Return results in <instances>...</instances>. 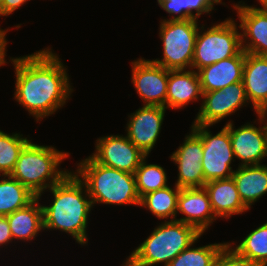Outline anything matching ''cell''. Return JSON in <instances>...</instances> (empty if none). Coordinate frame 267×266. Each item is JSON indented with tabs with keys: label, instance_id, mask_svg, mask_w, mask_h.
<instances>
[{
	"label": "cell",
	"instance_id": "cell-1",
	"mask_svg": "<svg viewBox=\"0 0 267 266\" xmlns=\"http://www.w3.org/2000/svg\"><path fill=\"white\" fill-rule=\"evenodd\" d=\"M10 60L16 76L14 98L36 122L55 114L70 99L74 90L67 68L51 48Z\"/></svg>",
	"mask_w": 267,
	"mask_h": 266
},
{
	"label": "cell",
	"instance_id": "cell-2",
	"mask_svg": "<svg viewBox=\"0 0 267 266\" xmlns=\"http://www.w3.org/2000/svg\"><path fill=\"white\" fill-rule=\"evenodd\" d=\"M48 190L54 199L50 205H42L44 230H60L70 234L78 244H88L86 228L93 204L85 183L70 171Z\"/></svg>",
	"mask_w": 267,
	"mask_h": 266
},
{
	"label": "cell",
	"instance_id": "cell-3",
	"mask_svg": "<svg viewBox=\"0 0 267 266\" xmlns=\"http://www.w3.org/2000/svg\"><path fill=\"white\" fill-rule=\"evenodd\" d=\"M77 165L75 173L85 183L93 206H140L134 174L99 164L91 155Z\"/></svg>",
	"mask_w": 267,
	"mask_h": 266
},
{
	"label": "cell",
	"instance_id": "cell-4",
	"mask_svg": "<svg viewBox=\"0 0 267 266\" xmlns=\"http://www.w3.org/2000/svg\"><path fill=\"white\" fill-rule=\"evenodd\" d=\"M201 233L178 220L161 222L152 233L124 260L121 266H167L178 254L198 241Z\"/></svg>",
	"mask_w": 267,
	"mask_h": 266
},
{
	"label": "cell",
	"instance_id": "cell-5",
	"mask_svg": "<svg viewBox=\"0 0 267 266\" xmlns=\"http://www.w3.org/2000/svg\"><path fill=\"white\" fill-rule=\"evenodd\" d=\"M68 156V152L38 145L30 140L22 149L10 175L37 197H41L43 191L59 183L70 172L59 169L61 162Z\"/></svg>",
	"mask_w": 267,
	"mask_h": 266
},
{
	"label": "cell",
	"instance_id": "cell-6",
	"mask_svg": "<svg viewBox=\"0 0 267 266\" xmlns=\"http://www.w3.org/2000/svg\"><path fill=\"white\" fill-rule=\"evenodd\" d=\"M232 18L213 24L204 30L199 27L192 59V69H202L226 58L236 56L241 50V33Z\"/></svg>",
	"mask_w": 267,
	"mask_h": 266
},
{
	"label": "cell",
	"instance_id": "cell-7",
	"mask_svg": "<svg viewBox=\"0 0 267 266\" xmlns=\"http://www.w3.org/2000/svg\"><path fill=\"white\" fill-rule=\"evenodd\" d=\"M163 57L152 60L168 70H190L198 34V20H160Z\"/></svg>",
	"mask_w": 267,
	"mask_h": 266
},
{
	"label": "cell",
	"instance_id": "cell-8",
	"mask_svg": "<svg viewBox=\"0 0 267 266\" xmlns=\"http://www.w3.org/2000/svg\"><path fill=\"white\" fill-rule=\"evenodd\" d=\"M210 126L192 124L191 128L201 137L203 145L202 167L204 184L206 182L232 177L235 170L231 163L235 161L230 133L224 126L216 135L208 129Z\"/></svg>",
	"mask_w": 267,
	"mask_h": 266
},
{
	"label": "cell",
	"instance_id": "cell-9",
	"mask_svg": "<svg viewBox=\"0 0 267 266\" xmlns=\"http://www.w3.org/2000/svg\"><path fill=\"white\" fill-rule=\"evenodd\" d=\"M193 124L212 126L249 104L242 81L221 90L204 92Z\"/></svg>",
	"mask_w": 267,
	"mask_h": 266
},
{
	"label": "cell",
	"instance_id": "cell-10",
	"mask_svg": "<svg viewBox=\"0 0 267 266\" xmlns=\"http://www.w3.org/2000/svg\"><path fill=\"white\" fill-rule=\"evenodd\" d=\"M91 155L99 164L134 174L146 155L126 135L98 138Z\"/></svg>",
	"mask_w": 267,
	"mask_h": 266
},
{
	"label": "cell",
	"instance_id": "cell-11",
	"mask_svg": "<svg viewBox=\"0 0 267 266\" xmlns=\"http://www.w3.org/2000/svg\"><path fill=\"white\" fill-rule=\"evenodd\" d=\"M131 66V80L144 105L166 108L168 69L144 58L132 61Z\"/></svg>",
	"mask_w": 267,
	"mask_h": 266
},
{
	"label": "cell",
	"instance_id": "cell-12",
	"mask_svg": "<svg viewBox=\"0 0 267 266\" xmlns=\"http://www.w3.org/2000/svg\"><path fill=\"white\" fill-rule=\"evenodd\" d=\"M258 121L264 126L258 128L251 123H246L235 129L233 121L230 120L225 127L230 133L232 149L235 158L241 160L238 166L261 165L267 148V126L258 114ZM264 122V123H263Z\"/></svg>",
	"mask_w": 267,
	"mask_h": 266
},
{
	"label": "cell",
	"instance_id": "cell-13",
	"mask_svg": "<svg viewBox=\"0 0 267 266\" xmlns=\"http://www.w3.org/2000/svg\"><path fill=\"white\" fill-rule=\"evenodd\" d=\"M203 145L201 137L191 128L184 142L170 156L178 165V179L175 185L179 188H203L204 174L202 167Z\"/></svg>",
	"mask_w": 267,
	"mask_h": 266
},
{
	"label": "cell",
	"instance_id": "cell-14",
	"mask_svg": "<svg viewBox=\"0 0 267 266\" xmlns=\"http://www.w3.org/2000/svg\"><path fill=\"white\" fill-rule=\"evenodd\" d=\"M165 107L143 105L129 115L126 137L146 156L154 148L160 135Z\"/></svg>",
	"mask_w": 267,
	"mask_h": 266
},
{
	"label": "cell",
	"instance_id": "cell-15",
	"mask_svg": "<svg viewBox=\"0 0 267 266\" xmlns=\"http://www.w3.org/2000/svg\"><path fill=\"white\" fill-rule=\"evenodd\" d=\"M240 1L233 5L242 30V49L250 54L267 56V13L261 7L248 6ZM250 41V42H249Z\"/></svg>",
	"mask_w": 267,
	"mask_h": 266
},
{
	"label": "cell",
	"instance_id": "cell-16",
	"mask_svg": "<svg viewBox=\"0 0 267 266\" xmlns=\"http://www.w3.org/2000/svg\"><path fill=\"white\" fill-rule=\"evenodd\" d=\"M184 214L176 219L195 227L202 235L216 220L210 199L205 188H181L177 198V214Z\"/></svg>",
	"mask_w": 267,
	"mask_h": 266
},
{
	"label": "cell",
	"instance_id": "cell-17",
	"mask_svg": "<svg viewBox=\"0 0 267 266\" xmlns=\"http://www.w3.org/2000/svg\"><path fill=\"white\" fill-rule=\"evenodd\" d=\"M245 51L236 56L218 61L197 71L202 92L221 90L242 81Z\"/></svg>",
	"mask_w": 267,
	"mask_h": 266
},
{
	"label": "cell",
	"instance_id": "cell-18",
	"mask_svg": "<svg viewBox=\"0 0 267 266\" xmlns=\"http://www.w3.org/2000/svg\"><path fill=\"white\" fill-rule=\"evenodd\" d=\"M242 82L247 99L258 115L267 107V56L245 52Z\"/></svg>",
	"mask_w": 267,
	"mask_h": 266
},
{
	"label": "cell",
	"instance_id": "cell-19",
	"mask_svg": "<svg viewBox=\"0 0 267 266\" xmlns=\"http://www.w3.org/2000/svg\"><path fill=\"white\" fill-rule=\"evenodd\" d=\"M202 96L200 79L195 70H168L166 109H182L191 101L202 99Z\"/></svg>",
	"mask_w": 267,
	"mask_h": 266
},
{
	"label": "cell",
	"instance_id": "cell-20",
	"mask_svg": "<svg viewBox=\"0 0 267 266\" xmlns=\"http://www.w3.org/2000/svg\"><path fill=\"white\" fill-rule=\"evenodd\" d=\"M204 188L216 217L228 219L249 210L239 196L233 177L206 182Z\"/></svg>",
	"mask_w": 267,
	"mask_h": 266
},
{
	"label": "cell",
	"instance_id": "cell-21",
	"mask_svg": "<svg viewBox=\"0 0 267 266\" xmlns=\"http://www.w3.org/2000/svg\"><path fill=\"white\" fill-rule=\"evenodd\" d=\"M232 177L239 196L248 209L267 193V168L264 164L239 166Z\"/></svg>",
	"mask_w": 267,
	"mask_h": 266
},
{
	"label": "cell",
	"instance_id": "cell-22",
	"mask_svg": "<svg viewBox=\"0 0 267 266\" xmlns=\"http://www.w3.org/2000/svg\"><path fill=\"white\" fill-rule=\"evenodd\" d=\"M36 197L24 208L8 214L7 220L13 240L32 241L43 230V209Z\"/></svg>",
	"mask_w": 267,
	"mask_h": 266
},
{
	"label": "cell",
	"instance_id": "cell-23",
	"mask_svg": "<svg viewBox=\"0 0 267 266\" xmlns=\"http://www.w3.org/2000/svg\"><path fill=\"white\" fill-rule=\"evenodd\" d=\"M0 216L24 208L37 196L11 175H0Z\"/></svg>",
	"mask_w": 267,
	"mask_h": 266
},
{
	"label": "cell",
	"instance_id": "cell-24",
	"mask_svg": "<svg viewBox=\"0 0 267 266\" xmlns=\"http://www.w3.org/2000/svg\"><path fill=\"white\" fill-rule=\"evenodd\" d=\"M174 186V189L167 186L144 195L140 199V206L145 207L147 210L149 209L160 220L168 218L176 220L177 198L181 188Z\"/></svg>",
	"mask_w": 267,
	"mask_h": 266
},
{
	"label": "cell",
	"instance_id": "cell-25",
	"mask_svg": "<svg viewBox=\"0 0 267 266\" xmlns=\"http://www.w3.org/2000/svg\"><path fill=\"white\" fill-rule=\"evenodd\" d=\"M157 2L169 16L172 15L171 18L164 20H198L202 14H210L214 4L223 3L222 0H157Z\"/></svg>",
	"mask_w": 267,
	"mask_h": 266
},
{
	"label": "cell",
	"instance_id": "cell-26",
	"mask_svg": "<svg viewBox=\"0 0 267 266\" xmlns=\"http://www.w3.org/2000/svg\"><path fill=\"white\" fill-rule=\"evenodd\" d=\"M227 244L238 255L267 266V222L250 232L236 247Z\"/></svg>",
	"mask_w": 267,
	"mask_h": 266
},
{
	"label": "cell",
	"instance_id": "cell-27",
	"mask_svg": "<svg viewBox=\"0 0 267 266\" xmlns=\"http://www.w3.org/2000/svg\"><path fill=\"white\" fill-rule=\"evenodd\" d=\"M147 156L136 169L135 183L136 190L140 199L153 191L163 189L168 186L167 174L164 167L158 164H147Z\"/></svg>",
	"mask_w": 267,
	"mask_h": 266
},
{
	"label": "cell",
	"instance_id": "cell-28",
	"mask_svg": "<svg viewBox=\"0 0 267 266\" xmlns=\"http://www.w3.org/2000/svg\"><path fill=\"white\" fill-rule=\"evenodd\" d=\"M195 243L178 254L167 266H214L218 254L227 244L214 243L193 248Z\"/></svg>",
	"mask_w": 267,
	"mask_h": 266
},
{
	"label": "cell",
	"instance_id": "cell-29",
	"mask_svg": "<svg viewBox=\"0 0 267 266\" xmlns=\"http://www.w3.org/2000/svg\"><path fill=\"white\" fill-rule=\"evenodd\" d=\"M20 133L7 134L0 130V175H10L24 146L30 141Z\"/></svg>",
	"mask_w": 267,
	"mask_h": 266
},
{
	"label": "cell",
	"instance_id": "cell-30",
	"mask_svg": "<svg viewBox=\"0 0 267 266\" xmlns=\"http://www.w3.org/2000/svg\"><path fill=\"white\" fill-rule=\"evenodd\" d=\"M214 266H261L248 258L238 255L228 244L218 254Z\"/></svg>",
	"mask_w": 267,
	"mask_h": 266
},
{
	"label": "cell",
	"instance_id": "cell-31",
	"mask_svg": "<svg viewBox=\"0 0 267 266\" xmlns=\"http://www.w3.org/2000/svg\"><path fill=\"white\" fill-rule=\"evenodd\" d=\"M13 241L6 216H0V246L8 245Z\"/></svg>",
	"mask_w": 267,
	"mask_h": 266
},
{
	"label": "cell",
	"instance_id": "cell-32",
	"mask_svg": "<svg viewBox=\"0 0 267 266\" xmlns=\"http://www.w3.org/2000/svg\"><path fill=\"white\" fill-rule=\"evenodd\" d=\"M28 0H3L2 2V17L12 14L15 10L20 8Z\"/></svg>",
	"mask_w": 267,
	"mask_h": 266
},
{
	"label": "cell",
	"instance_id": "cell-33",
	"mask_svg": "<svg viewBox=\"0 0 267 266\" xmlns=\"http://www.w3.org/2000/svg\"><path fill=\"white\" fill-rule=\"evenodd\" d=\"M9 29L3 30L0 28V66L6 64L7 62L5 61L6 57V45H7V40H6V33L8 32Z\"/></svg>",
	"mask_w": 267,
	"mask_h": 266
},
{
	"label": "cell",
	"instance_id": "cell-34",
	"mask_svg": "<svg viewBox=\"0 0 267 266\" xmlns=\"http://www.w3.org/2000/svg\"><path fill=\"white\" fill-rule=\"evenodd\" d=\"M259 115L261 116V117H263V119H264V121H265V123H266V126H267V107L266 108H264L260 113H259Z\"/></svg>",
	"mask_w": 267,
	"mask_h": 266
},
{
	"label": "cell",
	"instance_id": "cell-35",
	"mask_svg": "<svg viewBox=\"0 0 267 266\" xmlns=\"http://www.w3.org/2000/svg\"><path fill=\"white\" fill-rule=\"evenodd\" d=\"M258 1H259V3H260L261 7H262L265 3H267V0H258Z\"/></svg>",
	"mask_w": 267,
	"mask_h": 266
},
{
	"label": "cell",
	"instance_id": "cell-36",
	"mask_svg": "<svg viewBox=\"0 0 267 266\" xmlns=\"http://www.w3.org/2000/svg\"><path fill=\"white\" fill-rule=\"evenodd\" d=\"M2 2L3 0H0V17L2 16Z\"/></svg>",
	"mask_w": 267,
	"mask_h": 266
},
{
	"label": "cell",
	"instance_id": "cell-37",
	"mask_svg": "<svg viewBox=\"0 0 267 266\" xmlns=\"http://www.w3.org/2000/svg\"><path fill=\"white\" fill-rule=\"evenodd\" d=\"M262 8L264 9V11L267 13V3H265Z\"/></svg>",
	"mask_w": 267,
	"mask_h": 266
},
{
	"label": "cell",
	"instance_id": "cell-38",
	"mask_svg": "<svg viewBox=\"0 0 267 266\" xmlns=\"http://www.w3.org/2000/svg\"><path fill=\"white\" fill-rule=\"evenodd\" d=\"M267 157V148H266V154H265V158ZM267 168V165H264Z\"/></svg>",
	"mask_w": 267,
	"mask_h": 266
}]
</instances>
